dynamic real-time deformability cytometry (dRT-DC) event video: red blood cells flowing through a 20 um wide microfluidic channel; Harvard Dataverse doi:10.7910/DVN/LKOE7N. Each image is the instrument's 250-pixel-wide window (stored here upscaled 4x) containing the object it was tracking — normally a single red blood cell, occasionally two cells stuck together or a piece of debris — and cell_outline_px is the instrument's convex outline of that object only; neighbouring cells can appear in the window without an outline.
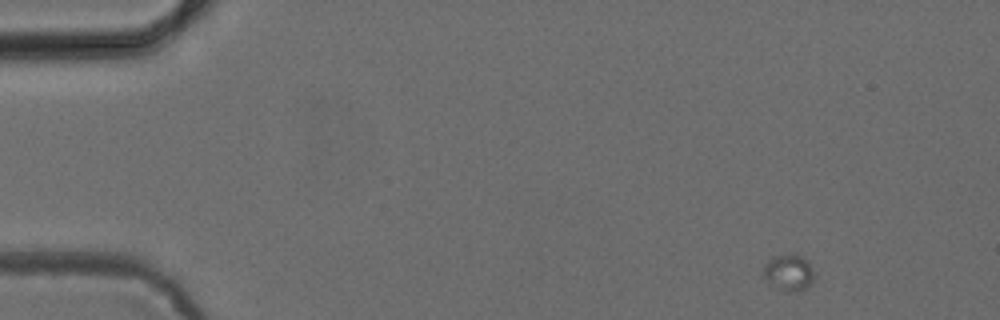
{"species": "common noctule bat (a hibernating species)", "species_latin": "Nyctalus noctula", "temperature_condition": "cold", "stored_images_in_passage": 18, "camera_frame_rate_fps": 3000, "um_per_image_px": 0.085, "animal": {"sex": "female", "body_mass_g": 24.6, "forearm_length_mm": 56.2}, "frame": {"image": 1, "passage_image": 1, "time_ms": 0.0, "image_size_px": [1000, 320], "cell_outline_px": [[816, 276], [804, 288], [792, 292], [788, 292], [780, 288], [768, 280], [764, 276], [764, 264], [772, 256], [800, 256], [808, 260]], "centroid_in_image_um": [67.07, 23.15], "position_along_channel_um": 17.9, "area_um2": 10.23}}